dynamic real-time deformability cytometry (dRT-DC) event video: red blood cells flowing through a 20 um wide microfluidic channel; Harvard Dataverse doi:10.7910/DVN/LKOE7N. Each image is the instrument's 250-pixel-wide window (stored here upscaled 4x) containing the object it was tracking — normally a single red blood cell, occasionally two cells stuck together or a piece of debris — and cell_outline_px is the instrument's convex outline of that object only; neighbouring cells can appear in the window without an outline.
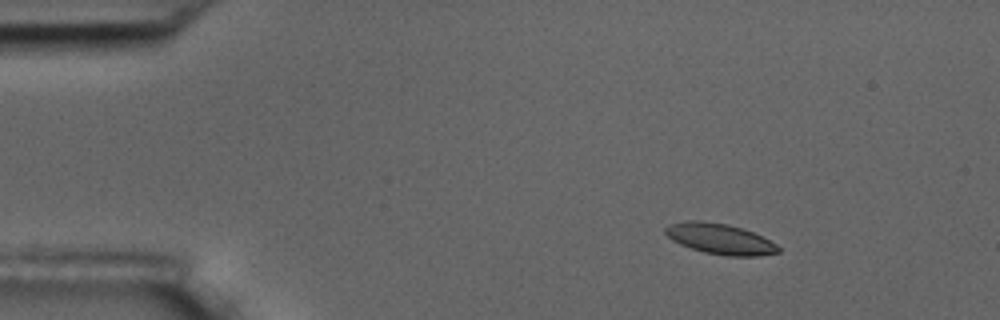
{"species": "common noctule bat (a hibernating species)", "species_latin": "Nyctalus noctula", "temperature_condition": "room temperature", "stored_images_in_passage": 9, "camera_frame_rate_fps": 3000, "um_per_image_px": 0.085, "animal": {"sex": "male", "body_mass_g": 17.5, "forearm_length_mm": 52.3}, "frame": {"image": 1, "passage_image": 1, "time_ms": 0.0, "image_size_px": [1000, 320], "cell_outline_px": [[780, 252], [760, 256], [728, 256], [704, 252], [680, 244], [672, 240], [664, 232], [664, 228], [668, 224], [688, 220], [700, 220], [728, 224], [752, 232], [776, 244], [780, 248]], "centroid_in_image_um": [61.17, 20.3], "position_along_channel_um": 23.8, "area_um2": 20.06}}
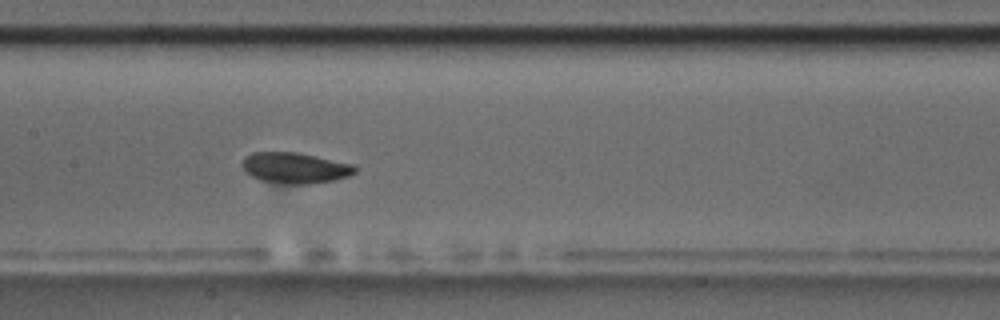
{"frame": {"image": 2, "passage_image": 7, "time_ms": 6.667, "image_size_px": [1000, 320], "cell_outline_px": [[356, 172], [348, 176], [332, 180], [308, 184], [292, 184], [260, 180], [244, 172], [240, 164], [244, 156], [252, 152], [296, 152], [316, 156], [352, 164], [356, 168]], "centroid_in_image_um": [25.01, 14.26], "position_along_channel_um": 182.4, "area_um2": 20.23}}
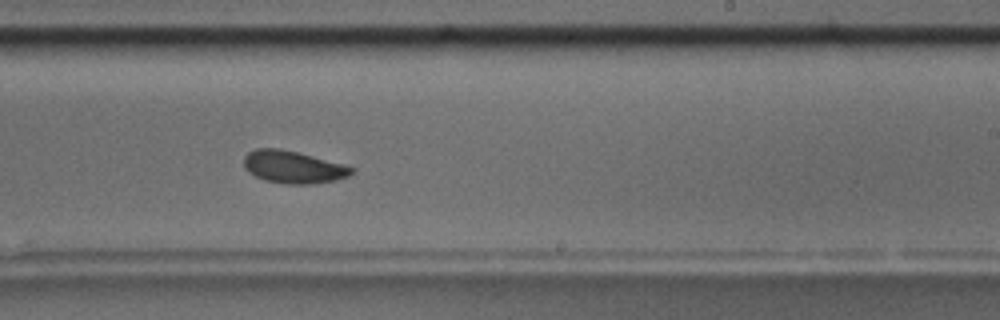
{"frame": {"image": 3, "passage_image": 9, "time_ms": 9.0, "image_size_px": [1000, 320], "cell_outline_px": [[356, 168], [348, 176], [336, 180], [312, 184], [288, 184], [264, 180], [248, 172], [244, 168], [244, 156], [248, 152], [256, 148], [280, 148], [344, 164]], "centroid_in_image_um": [24.91, 14.2], "position_along_channel_um": 264.1, "area_um2": 20.35}}